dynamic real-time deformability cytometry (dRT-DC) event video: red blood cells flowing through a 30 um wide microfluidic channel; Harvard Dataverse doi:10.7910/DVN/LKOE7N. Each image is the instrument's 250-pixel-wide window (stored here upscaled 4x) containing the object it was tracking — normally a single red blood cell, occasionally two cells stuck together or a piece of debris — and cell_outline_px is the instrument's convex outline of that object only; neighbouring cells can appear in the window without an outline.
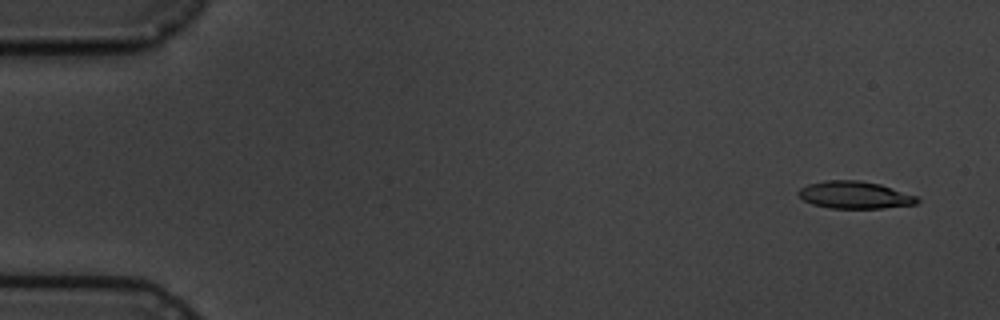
{"species": "common noctule bat (a hibernating species)", "species_latin": "Nyctalus noctula", "temperature_condition": "cold", "stored_images_in_passage": 5, "camera_frame_rate_fps": 3000, "um_per_image_px": 0.085, "animal": {"sex": "male", "body_mass_g": 19.5, "forearm_length_mm": 54.6}, "frame": {"image": 1, "passage_image": 1, "time_ms": 0.0, "image_size_px": [1000, 320], "cell_outline_px": [[920, 200], [916, 204], [884, 208], [828, 208], [812, 204], [804, 200], [796, 192], [800, 188], [808, 184], [824, 180], [860, 180], [880, 184], [916, 196]], "centroid_in_image_um": [72.63, 16.57], "position_along_channel_um": 12.4, "area_um2": 18.9}}
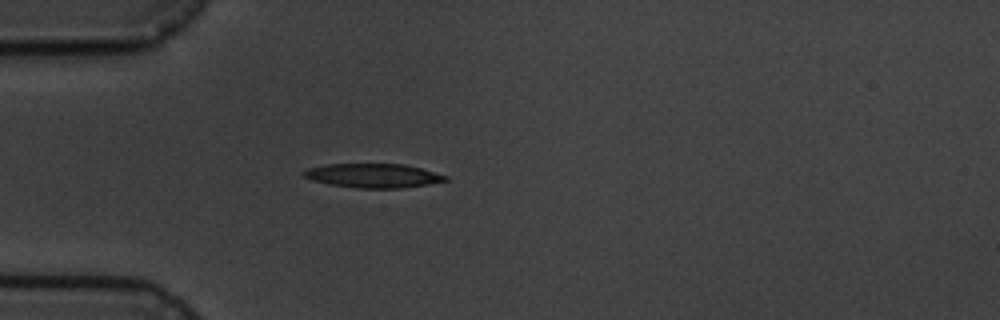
{"frame": {"image": 2, "passage_image": 5, "time_ms": 4.333, "image_size_px": [1000, 320], "cell_outline_px": [[448, 180], [428, 184], [404, 188], [356, 188], [328, 184], [312, 180], [304, 176], [304, 172], [308, 168], [328, 164], [404, 164], [420, 168], [448, 176]], "centroid_in_image_um": [31.74, 14.93], "position_along_channel_um": 53.3, "area_um2": 19.77}}